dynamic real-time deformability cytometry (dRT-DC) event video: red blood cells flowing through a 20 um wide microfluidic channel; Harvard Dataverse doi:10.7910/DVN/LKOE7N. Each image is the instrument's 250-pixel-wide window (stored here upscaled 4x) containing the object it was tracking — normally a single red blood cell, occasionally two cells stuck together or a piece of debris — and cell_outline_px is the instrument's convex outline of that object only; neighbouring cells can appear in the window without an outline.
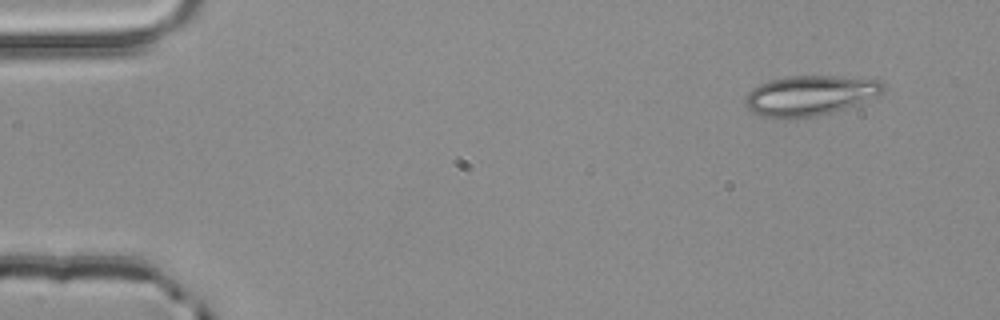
{"species": "common noctule bat (a hibernating species)", "species_latin": "Nyctalus noctula", "temperature_condition": "room temperature", "stored_images_in_passage": 3, "camera_frame_rate_fps": 3000, "um_per_image_px": 0.085, "animal": {"sex": "male", "body_mass_g": 20.4}, "frame": {"image": 1, "passage_image": 1, "time_ms": 0.0, "image_size_px": [1000, 320], "cell_outline_px": [[884, 88], [876, 96], [860, 104], [832, 112], [816, 116], [796, 120], [780, 120], [760, 116], [752, 112], [748, 108], [744, 100], [748, 92], [752, 88], [760, 84], [772, 80], [788, 76], [840, 76], [880, 80], [884, 84]], "centroid_in_image_um": [68.81, 8.15], "position_along_channel_um": 16.2, "area_um2": 32.71}}